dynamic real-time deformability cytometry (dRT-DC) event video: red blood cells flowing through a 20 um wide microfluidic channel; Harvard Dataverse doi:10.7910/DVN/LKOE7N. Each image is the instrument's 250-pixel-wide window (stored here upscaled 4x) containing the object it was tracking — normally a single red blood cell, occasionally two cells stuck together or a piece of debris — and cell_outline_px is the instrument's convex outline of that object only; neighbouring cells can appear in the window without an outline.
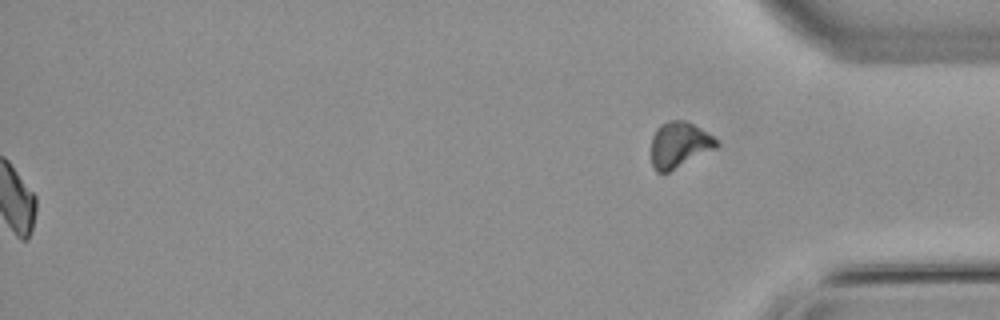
{"species": "common noctule bat (a hibernating species)", "species_latin": "Nyctalus noctula", "temperature_condition": "warm", "stored_images_in_passage": 44, "segment_of_instrument_passage": [2, 2], "camera_frame_rate_fps": 3000, "um_per_image_px": 0.085, "animal": {"sex": "male", "body_mass_g": 21.5, "forearm_length_mm": 52.0}, "frame": {"image": 1, "passage_image": 44, "time_ms": 14.333, "image_size_px": [1000, 320], "cell_outline_px": [[720, 144], [716, 148], [668, 172], [656, 172], [652, 164], [652, 136], [656, 128], [660, 124], [668, 120], [684, 120], [700, 128], [712, 136]], "centroid_in_image_um": [57.72, 12.29], "position_along_channel_um": 377.5, "area_um2": 17.22}}